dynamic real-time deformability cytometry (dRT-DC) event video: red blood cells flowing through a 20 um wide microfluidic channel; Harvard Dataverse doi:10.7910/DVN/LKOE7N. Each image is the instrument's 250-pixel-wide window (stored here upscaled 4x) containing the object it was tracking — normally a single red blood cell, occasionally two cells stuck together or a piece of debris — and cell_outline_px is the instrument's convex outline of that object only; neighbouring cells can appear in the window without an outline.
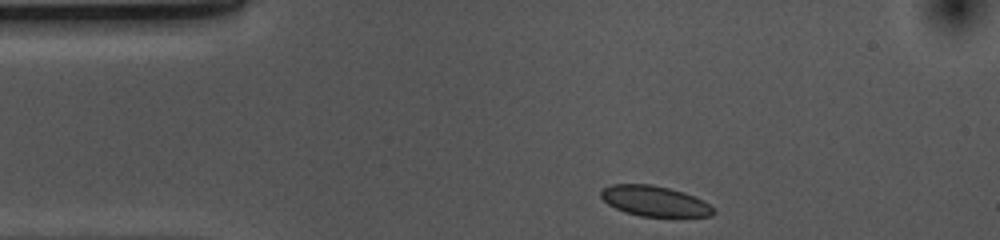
{"species": "common noctule bat (a hibernating species)", "species_latin": "Nyctalus noctula", "temperature_condition": "cold", "stored_images_in_passage": 34, "camera_frame_rate_fps": 3000, "um_per_image_px": 0.085, "animal": {"sex": "female", "body_mass_g": 10.0, "forearm_length_mm": 53.1}, "frame": {"image": 1, "passage_image": 1, "time_ms": 0.0, "image_size_px": [1000, 240], "cell_outline_px": [[716, 212], [712, 216], [640, 216], [624, 212], [608, 204], [600, 196], [600, 192], [604, 188], [612, 184], [652, 184], [684, 192], [704, 200], [716, 208]], "centroid_in_image_um": [55.67, 17.09], "position_along_channel_um": 29.3, "area_um2": 20.0}}
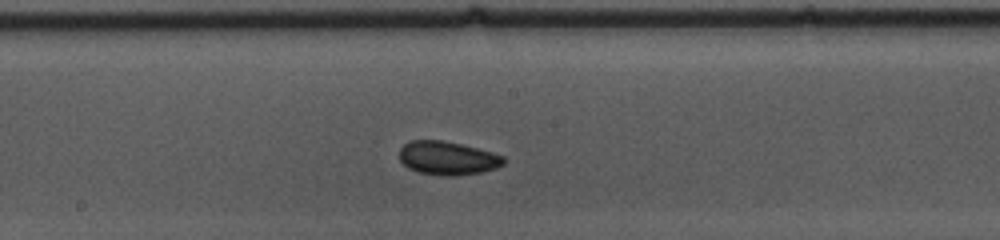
{"frame": {"image": 2, "passage_image": 19, "time_ms": 6.0, "image_size_px": [1000, 240], "cell_outline_px": [[504, 164], [496, 168], [480, 172], [456, 176], [444, 176], [420, 172], [408, 168], [400, 160], [400, 148], [404, 144], [412, 140], [440, 140], [460, 144], [492, 152], [504, 156]], "centroid_in_image_um": [38.04, 13.44], "position_along_channel_um": 210.2, "area_um2": 20.23}}
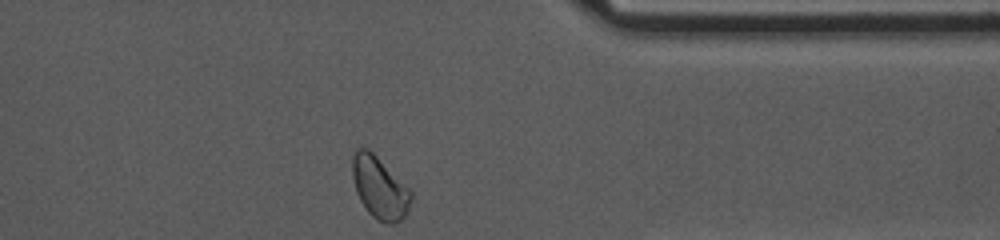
{"frame": {"image": 3, "passage_image": 34, "time_ms": 11.0, "image_size_px": [1000, 240], "cell_outline_px": [[412, 200], [408, 212], [400, 220], [392, 224], [384, 224], [376, 220], [368, 212], [360, 200], [356, 192], [352, 176], [352, 156], [356, 148], [368, 148], [412, 192]], "centroid_in_image_um": [32.25, 15.98], "position_along_channel_um": 379.1, "area_um2": 21.15}, "authors_computed_cell_mechanics": {"area_um2": 19.9699, "velocity_mm_per_s": 3.6464, "shape_relaxation_time_tau1_ms": 4.3168, "shape_relaxation_time_tau2_ms": 8.3325, "deformation_change_tau1": 0.0927, "deformation_change_tau2": 0.083}}